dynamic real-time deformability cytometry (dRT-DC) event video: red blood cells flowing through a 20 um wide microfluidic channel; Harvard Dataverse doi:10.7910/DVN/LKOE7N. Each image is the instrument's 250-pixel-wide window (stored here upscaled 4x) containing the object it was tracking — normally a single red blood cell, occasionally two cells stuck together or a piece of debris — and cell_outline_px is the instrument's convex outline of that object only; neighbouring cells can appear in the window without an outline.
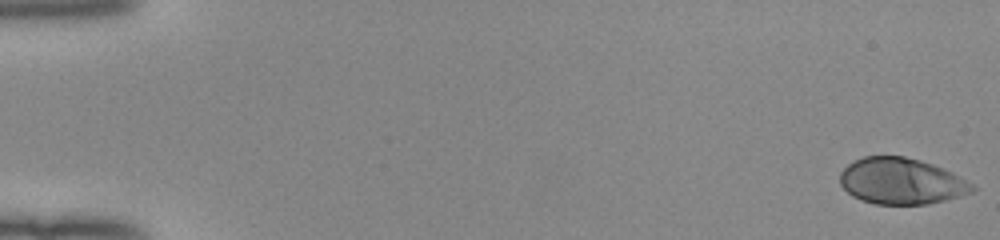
{"species": "human", "species_latin": "Homo sapiens", "temperature_condition": "room temperature", "stored_images_in_passage": 52, "camera_frame_rate_fps": 3000, "um_per_image_px": 0.085, "donor": {"sex": "female"}, "frame": {"image": 1, "passage_image": 1, "time_ms": 0.0, "image_size_px": [1000, 240], "cell_outline_px": [[976, 188], [972, 192], [960, 196], [928, 204], [876, 204], [860, 200], [852, 196], [840, 184], [840, 172], [852, 160], [864, 156], [904, 156], [920, 160], [932, 164], [952, 172], [972, 184]], "centroid_in_image_um": [76.58, 15.39], "position_along_channel_um": 8.4, "area_um2": 35.6}}
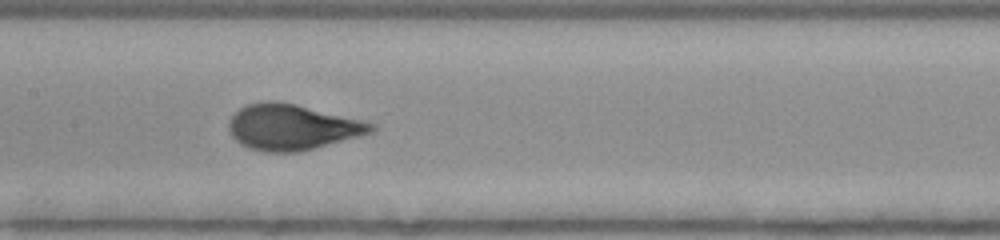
{"frame": {"image": 2, "passage_image": 27, "time_ms": 8.667, "image_size_px": [1000, 240], "cell_outline_px": [[376, 132], [296, 152], [264, 152], [248, 148], [236, 140], [232, 136], [228, 128], [228, 124], [232, 116], [240, 108], [248, 104], [264, 100], [276, 100], [296, 104], [364, 120], [376, 124]], "centroid_in_image_um": [24.85, 10.79], "position_along_channel_um": 182.6, "area_um2": 37.97}}
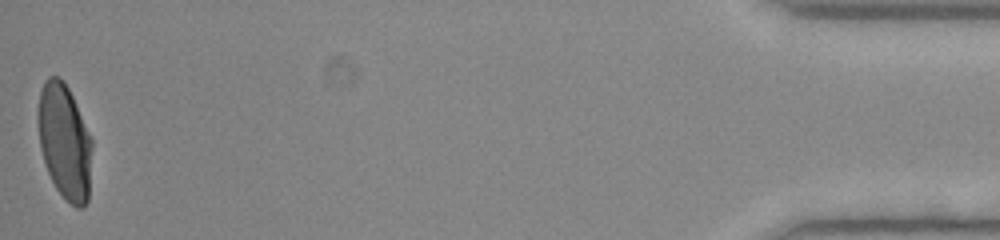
{"frame": {"image": 3, "passage_image": 52, "time_ms": 17.0, "image_size_px": [1000, 240], "cell_outline_px": [[92, 148], [88, 200], [84, 208], [76, 208], [56, 188], [48, 172], [40, 148], [36, 120], [36, 116], [40, 88], [44, 80], [48, 76], [60, 76], [64, 80], [72, 96], [92, 140]], "centroid_in_image_um": [5.46, 11.99], "position_along_channel_um": 429.7, "area_um2": 36.47}, "authors_computed_cell_mechanics": {"area_um2": 36.0961, "velocity_mm_per_s": 4.0135, "shape_relaxation_time_tau1_ms": 3.6715, "shape_relaxation_time_tau2_ms": null, "deformation_change_tau1": 0.2122, "deformation_change_tau2": null}}